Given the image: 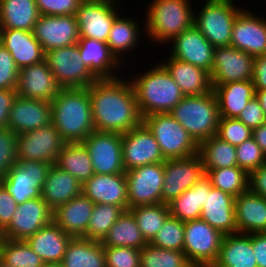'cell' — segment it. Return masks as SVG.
Listing matches in <instances>:
<instances>
[{
	"label": "cell",
	"instance_id": "obj_59",
	"mask_svg": "<svg viewBox=\"0 0 266 267\" xmlns=\"http://www.w3.org/2000/svg\"><path fill=\"white\" fill-rule=\"evenodd\" d=\"M252 247L258 267H266V232L252 233Z\"/></svg>",
	"mask_w": 266,
	"mask_h": 267
},
{
	"label": "cell",
	"instance_id": "obj_27",
	"mask_svg": "<svg viewBox=\"0 0 266 267\" xmlns=\"http://www.w3.org/2000/svg\"><path fill=\"white\" fill-rule=\"evenodd\" d=\"M77 46L82 62L98 80L120 77L116 75L118 73L115 71L122 69L123 63L111 52L107 43L90 38H80Z\"/></svg>",
	"mask_w": 266,
	"mask_h": 267
},
{
	"label": "cell",
	"instance_id": "obj_61",
	"mask_svg": "<svg viewBox=\"0 0 266 267\" xmlns=\"http://www.w3.org/2000/svg\"><path fill=\"white\" fill-rule=\"evenodd\" d=\"M255 97L259 100L260 106L266 117V90L255 91Z\"/></svg>",
	"mask_w": 266,
	"mask_h": 267
},
{
	"label": "cell",
	"instance_id": "obj_64",
	"mask_svg": "<svg viewBox=\"0 0 266 267\" xmlns=\"http://www.w3.org/2000/svg\"><path fill=\"white\" fill-rule=\"evenodd\" d=\"M2 239H3V236H2V232L0 231V244H1Z\"/></svg>",
	"mask_w": 266,
	"mask_h": 267
},
{
	"label": "cell",
	"instance_id": "obj_32",
	"mask_svg": "<svg viewBox=\"0 0 266 267\" xmlns=\"http://www.w3.org/2000/svg\"><path fill=\"white\" fill-rule=\"evenodd\" d=\"M82 193V184L69 172L53 164L44 181L41 197L47 206L54 211Z\"/></svg>",
	"mask_w": 266,
	"mask_h": 267
},
{
	"label": "cell",
	"instance_id": "obj_46",
	"mask_svg": "<svg viewBox=\"0 0 266 267\" xmlns=\"http://www.w3.org/2000/svg\"><path fill=\"white\" fill-rule=\"evenodd\" d=\"M140 267H193L183 251L163 249L147 243L140 249Z\"/></svg>",
	"mask_w": 266,
	"mask_h": 267
},
{
	"label": "cell",
	"instance_id": "obj_28",
	"mask_svg": "<svg viewBox=\"0 0 266 267\" xmlns=\"http://www.w3.org/2000/svg\"><path fill=\"white\" fill-rule=\"evenodd\" d=\"M95 204L83 193L58 206L52 220L72 237H82L89 224Z\"/></svg>",
	"mask_w": 266,
	"mask_h": 267
},
{
	"label": "cell",
	"instance_id": "obj_17",
	"mask_svg": "<svg viewBox=\"0 0 266 267\" xmlns=\"http://www.w3.org/2000/svg\"><path fill=\"white\" fill-rule=\"evenodd\" d=\"M122 158L125 171L166 161L154 135L143 123L122 134Z\"/></svg>",
	"mask_w": 266,
	"mask_h": 267
},
{
	"label": "cell",
	"instance_id": "obj_8",
	"mask_svg": "<svg viewBox=\"0 0 266 267\" xmlns=\"http://www.w3.org/2000/svg\"><path fill=\"white\" fill-rule=\"evenodd\" d=\"M224 235L201 219L184 222L183 252L193 267H212Z\"/></svg>",
	"mask_w": 266,
	"mask_h": 267
},
{
	"label": "cell",
	"instance_id": "obj_35",
	"mask_svg": "<svg viewBox=\"0 0 266 267\" xmlns=\"http://www.w3.org/2000/svg\"><path fill=\"white\" fill-rule=\"evenodd\" d=\"M211 187L210 179L206 174L203 175L192 187L168 203L170 215L183 222L200 219L206 192H209Z\"/></svg>",
	"mask_w": 266,
	"mask_h": 267
},
{
	"label": "cell",
	"instance_id": "obj_24",
	"mask_svg": "<svg viewBox=\"0 0 266 267\" xmlns=\"http://www.w3.org/2000/svg\"><path fill=\"white\" fill-rule=\"evenodd\" d=\"M82 193L94 204H112L128 210L125 173L97 174L82 185Z\"/></svg>",
	"mask_w": 266,
	"mask_h": 267
},
{
	"label": "cell",
	"instance_id": "obj_3",
	"mask_svg": "<svg viewBox=\"0 0 266 267\" xmlns=\"http://www.w3.org/2000/svg\"><path fill=\"white\" fill-rule=\"evenodd\" d=\"M151 69V70H150ZM128 79L132 83L141 117L169 113L183 98L178 85L160 63Z\"/></svg>",
	"mask_w": 266,
	"mask_h": 267
},
{
	"label": "cell",
	"instance_id": "obj_29",
	"mask_svg": "<svg viewBox=\"0 0 266 267\" xmlns=\"http://www.w3.org/2000/svg\"><path fill=\"white\" fill-rule=\"evenodd\" d=\"M167 58L161 64L185 96L203 95L213 91L209 72L188 62L179 61L170 54Z\"/></svg>",
	"mask_w": 266,
	"mask_h": 267
},
{
	"label": "cell",
	"instance_id": "obj_51",
	"mask_svg": "<svg viewBox=\"0 0 266 267\" xmlns=\"http://www.w3.org/2000/svg\"><path fill=\"white\" fill-rule=\"evenodd\" d=\"M105 267H140V250L130 247H104Z\"/></svg>",
	"mask_w": 266,
	"mask_h": 267
},
{
	"label": "cell",
	"instance_id": "obj_54",
	"mask_svg": "<svg viewBox=\"0 0 266 267\" xmlns=\"http://www.w3.org/2000/svg\"><path fill=\"white\" fill-rule=\"evenodd\" d=\"M251 130L256 129L266 122L265 114L260 106L259 100L254 96L237 118Z\"/></svg>",
	"mask_w": 266,
	"mask_h": 267
},
{
	"label": "cell",
	"instance_id": "obj_33",
	"mask_svg": "<svg viewBox=\"0 0 266 267\" xmlns=\"http://www.w3.org/2000/svg\"><path fill=\"white\" fill-rule=\"evenodd\" d=\"M212 267H258L252 247V233L224 235Z\"/></svg>",
	"mask_w": 266,
	"mask_h": 267
},
{
	"label": "cell",
	"instance_id": "obj_43",
	"mask_svg": "<svg viewBox=\"0 0 266 267\" xmlns=\"http://www.w3.org/2000/svg\"><path fill=\"white\" fill-rule=\"evenodd\" d=\"M214 188L237 197L248 190L249 174L238 166L204 170Z\"/></svg>",
	"mask_w": 266,
	"mask_h": 267
},
{
	"label": "cell",
	"instance_id": "obj_21",
	"mask_svg": "<svg viewBox=\"0 0 266 267\" xmlns=\"http://www.w3.org/2000/svg\"><path fill=\"white\" fill-rule=\"evenodd\" d=\"M230 45L253 57L266 54V19L243 9L234 21Z\"/></svg>",
	"mask_w": 266,
	"mask_h": 267
},
{
	"label": "cell",
	"instance_id": "obj_11",
	"mask_svg": "<svg viewBox=\"0 0 266 267\" xmlns=\"http://www.w3.org/2000/svg\"><path fill=\"white\" fill-rule=\"evenodd\" d=\"M128 210L142 205L162 203L164 162L148 164L125 171Z\"/></svg>",
	"mask_w": 266,
	"mask_h": 267
},
{
	"label": "cell",
	"instance_id": "obj_62",
	"mask_svg": "<svg viewBox=\"0 0 266 267\" xmlns=\"http://www.w3.org/2000/svg\"><path fill=\"white\" fill-rule=\"evenodd\" d=\"M41 267H63L62 263H44Z\"/></svg>",
	"mask_w": 266,
	"mask_h": 267
},
{
	"label": "cell",
	"instance_id": "obj_1",
	"mask_svg": "<svg viewBox=\"0 0 266 267\" xmlns=\"http://www.w3.org/2000/svg\"><path fill=\"white\" fill-rule=\"evenodd\" d=\"M88 91L95 131L124 134L142 123L130 80H97Z\"/></svg>",
	"mask_w": 266,
	"mask_h": 267
},
{
	"label": "cell",
	"instance_id": "obj_44",
	"mask_svg": "<svg viewBox=\"0 0 266 267\" xmlns=\"http://www.w3.org/2000/svg\"><path fill=\"white\" fill-rule=\"evenodd\" d=\"M125 210L112 204H95L83 238L101 242Z\"/></svg>",
	"mask_w": 266,
	"mask_h": 267
},
{
	"label": "cell",
	"instance_id": "obj_47",
	"mask_svg": "<svg viewBox=\"0 0 266 267\" xmlns=\"http://www.w3.org/2000/svg\"><path fill=\"white\" fill-rule=\"evenodd\" d=\"M150 244L174 251H183L184 222L169 215Z\"/></svg>",
	"mask_w": 266,
	"mask_h": 267
},
{
	"label": "cell",
	"instance_id": "obj_4",
	"mask_svg": "<svg viewBox=\"0 0 266 267\" xmlns=\"http://www.w3.org/2000/svg\"><path fill=\"white\" fill-rule=\"evenodd\" d=\"M147 7L141 27L147 38L165 45L194 24V7L190 0H152ZM194 11V12H193Z\"/></svg>",
	"mask_w": 266,
	"mask_h": 267
},
{
	"label": "cell",
	"instance_id": "obj_31",
	"mask_svg": "<svg viewBox=\"0 0 266 267\" xmlns=\"http://www.w3.org/2000/svg\"><path fill=\"white\" fill-rule=\"evenodd\" d=\"M72 236L65 233L53 220L26 239L31 249L44 263H59L64 259Z\"/></svg>",
	"mask_w": 266,
	"mask_h": 267
},
{
	"label": "cell",
	"instance_id": "obj_19",
	"mask_svg": "<svg viewBox=\"0 0 266 267\" xmlns=\"http://www.w3.org/2000/svg\"><path fill=\"white\" fill-rule=\"evenodd\" d=\"M44 52L77 44L79 27L75 15H40L33 29Z\"/></svg>",
	"mask_w": 266,
	"mask_h": 267
},
{
	"label": "cell",
	"instance_id": "obj_63",
	"mask_svg": "<svg viewBox=\"0 0 266 267\" xmlns=\"http://www.w3.org/2000/svg\"><path fill=\"white\" fill-rule=\"evenodd\" d=\"M0 267H14L13 265H10L6 262H4L1 258H0Z\"/></svg>",
	"mask_w": 266,
	"mask_h": 267
},
{
	"label": "cell",
	"instance_id": "obj_18",
	"mask_svg": "<svg viewBox=\"0 0 266 267\" xmlns=\"http://www.w3.org/2000/svg\"><path fill=\"white\" fill-rule=\"evenodd\" d=\"M52 213L42 197L27 200L17 205L2 236L6 239L26 240L52 221Z\"/></svg>",
	"mask_w": 266,
	"mask_h": 267
},
{
	"label": "cell",
	"instance_id": "obj_26",
	"mask_svg": "<svg viewBox=\"0 0 266 267\" xmlns=\"http://www.w3.org/2000/svg\"><path fill=\"white\" fill-rule=\"evenodd\" d=\"M235 197L221 189L211 187L206 192L205 205L200 219L206 221L223 235L236 234Z\"/></svg>",
	"mask_w": 266,
	"mask_h": 267
},
{
	"label": "cell",
	"instance_id": "obj_52",
	"mask_svg": "<svg viewBox=\"0 0 266 267\" xmlns=\"http://www.w3.org/2000/svg\"><path fill=\"white\" fill-rule=\"evenodd\" d=\"M82 0H35L40 15H76Z\"/></svg>",
	"mask_w": 266,
	"mask_h": 267
},
{
	"label": "cell",
	"instance_id": "obj_13",
	"mask_svg": "<svg viewBox=\"0 0 266 267\" xmlns=\"http://www.w3.org/2000/svg\"><path fill=\"white\" fill-rule=\"evenodd\" d=\"M65 142L50 123L47 126L18 135L17 160L42 161L55 164Z\"/></svg>",
	"mask_w": 266,
	"mask_h": 267
},
{
	"label": "cell",
	"instance_id": "obj_30",
	"mask_svg": "<svg viewBox=\"0 0 266 267\" xmlns=\"http://www.w3.org/2000/svg\"><path fill=\"white\" fill-rule=\"evenodd\" d=\"M237 233L266 232V199L249 189L235 198Z\"/></svg>",
	"mask_w": 266,
	"mask_h": 267
},
{
	"label": "cell",
	"instance_id": "obj_41",
	"mask_svg": "<svg viewBox=\"0 0 266 267\" xmlns=\"http://www.w3.org/2000/svg\"><path fill=\"white\" fill-rule=\"evenodd\" d=\"M198 153L202 158L204 170L238 166L236 146L216 135L199 144Z\"/></svg>",
	"mask_w": 266,
	"mask_h": 267
},
{
	"label": "cell",
	"instance_id": "obj_14",
	"mask_svg": "<svg viewBox=\"0 0 266 267\" xmlns=\"http://www.w3.org/2000/svg\"><path fill=\"white\" fill-rule=\"evenodd\" d=\"M82 143L90 154L94 173H125L122 158V134L94 131Z\"/></svg>",
	"mask_w": 266,
	"mask_h": 267
},
{
	"label": "cell",
	"instance_id": "obj_58",
	"mask_svg": "<svg viewBox=\"0 0 266 267\" xmlns=\"http://www.w3.org/2000/svg\"><path fill=\"white\" fill-rule=\"evenodd\" d=\"M252 82L255 91L266 90V54L254 57Z\"/></svg>",
	"mask_w": 266,
	"mask_h": 267
},
{
	"label": "cell",
	"instance_id": "obj_56",
	"mask_svg": "<svg viewBox=\"0 0 266 267\" xmlns=\"http://www.w3.org/2000/svg\"><path fill=\"white\" fill-rule=\"evenodd\" d=\"M248 189L266 199V163L249 173Z\"/></svg>",
	"mask_w": 266,
	"mask_h": 267
},
{
	"label": "cell",
	"instance_id": "obj_15",
	"mask_svg": "<svg viewBox=\"0 0 266 267\" xmlns=\"http://www.w3.org/2000/svg\"><path fill=\"white\" fill-rule=\"evenodd\" d=\"M203 175H205V171L199 153L185 158L166 160L164 162L162 203H170L198 182Z\"/></svg>",
	"mask_w": 266,
	"mask_h": 267
},
{
	"label": "cell",
	"instance_id": "obj_48",
	"mask_svg": "<svg viewBox=\"0 0 266 267\" xmlns=\"http://www.w3.org/2000/svg\"><path fill=\"white\" fill-rule=\"evenodd\" d=\"M18 135L10 128L0 129V181L18 163Z\"/></svg>",
	"mask_w": 266,
	"mask_h": 267
},
{
	"label": "cell",
	"instance_id": "obj_10",
	"mask_svg": "<svg viewBox=\"0 0 266 267\" xmlns=\"http://www.w3.org/2000/svg\"><path fill=\"white\" fill-rule=\"evenodd\" d=\"M51 166L52 164L42 161H18L0 183L19 205L41 197L44 181Z\"/></svg>",
	"mask_w": 266,
	"mask_h": 267
},
{
	"label": "cell",
	"instance_id": "obj_39",
	"mask_svg": "<svg viewBox=\"0 0 266 267\" xmlns=\"http://www.w3.org/2000/svg\"><path fill=\"white\" fill-rule=\"evenodd\" d=\"M55 165L69 172L82 185L94 175L90 154L83 143H65Z\"/></svg>",
	"mask_w": 266,
	"mask_h": 267
},
{
	"label": "cell",
	"instance_id": "obj_42",
	"mask_svg": "<svg viewBox=\"0 0 266 267\" xmlns=\"http://www.w3.org/2000/svg\"><path fill=\"white\" fill-rule=\"evenodd\" d=\"M129 211L134 215L138 228L147 243L154 239L170 215L169 206L166 203L136 206L130 208Z\"/></svg>",
	"mask_w": 266,
	"mask_h": 267
},
{
	"label": "cell",
	"instance_id": "obj_20",
	"mask_svg": "<svg viewBox=\"0 0 266 267\" xmlns=\"http://www.w3.org/2000/svg\"><path fill=\"white\" fill-rule=\"evenodd\" d=\"M171 57L188 62L211 73L215 47L193 24L170 41Z\"/></svg>",
	"mask_w": 266,
	"mask_h": 267
},
{
	"label": "cell",
	"instance_id": "obj_23",
	"mask_svg": "<svg viewBox=\"0 0 266 267\" xmlns=\"http://www.w3.org/2000/svg\"><path fill=\"white\" fill-rule=\"evenodd\" d=\"M52 121L51 104L17 96L8 116V128L17 135L47 126Z\"/></svg>",
	"mask_w": 266,
	"mask_h": 267
},
{
	"label": "cell",
	"instance_id": "obj_36",
	"mask_svg": "<svg viewBox=\"0 0 266 267\" xmlns=\"http://www.w3.org/2000/svg\"><path fill=\"white\" fill-rule=\"evenodd\" d=\"M39 16L35 0H0V29L33 31Z\"/></svg>",
	"mask_w": 266,
	"mask_h": 267
},
{
	"label": "cell",
	"instance_id": "obj_7",
	"mask_svg": "<svg viewBox=\"0 0 266 267\" xmlns=\"http://www.w3.org/2000/svg\"><path fill=\"white\" fill-rule=\"evenodd\" d=\"M154 135L165 160L185 158L198 153L199 145L169 113H154L142 118Z\"/></svg>",
	"mask_w": 266,
	"mask_h": 267
},
{
	"label": "cell",
	"instance_id": "obj_57",
	"mask_svg": "<svg viewBox=\"0 0 266 267\" xmlns=\"http://www.w3.org/2000/svg\"><path fill=\"white\" fill-rule=\"evenodd\" d=\"M16 89H0V129L8 127V116L17 98Z\"/></svg>",
	"mask_w": 266,
	"mask_h": 267
},
{
	"label": "cell",
	"instance_id": "obj_60",
	"mask_svg": "<svg viewBox=\"0 0 266 267\" xmlns=\"http://www.w3.org/2000/svg\"><path fill=\"white\" fill-rule=\"evenodd\" d=\"M252 137L266 155V122L252 130Z\"/></svg>",
	"mask_w": 266,
	"mask_h": 267
},
{
	"label": "cell",
	"instance_id": "obj_40",
	"mask_svg": "<svg viewBox=\"0 0 266 267\" xmlns=\"http://www.w3.org/2000/svg\"><path fill=\"white\" fill-rule=\"evenodd\" d=\"M103 247H130L141 249L147 244L138 228L134 215L124 211L101 241Z\"/></svg>",
	"mask_w": 266,
	"mask_h": 267
},
{
	"label": "cell",
	"instance_id": "obj_6",
	"mask_svg": "<svg viewBox=\"0 0 266 267\" xmlns=\"http://www.w3.org/2000/svg\"><path fill=\"white\" fill-rule=\"evenodd\" d=\"M233 0H205L194 13V25L214 46H229L232 27L237 15L244 9Z\"/></svg>",
	"mask_w": 266,
	"mask_h": 267
},
{
	"label": "cell",
	"instance_id": "obj_9",
	"mask_svg": "<svg viewBox=\"0 0 266 267\" xmlns=\"http://www.w3.org/2000/svg\"><path fill=\"white\" fill-rule=\"evenodd\" d=\"M45 61L63 89L88 88L98 80L82 62L77 44L45 52Z\"/></svg>",
	"mask_w": 266,
	"mask_h": 267
},
{
	"label": "cell",
	"instance_id": "obj_25",
	"mask_svg": "<svg viewBox=\"0 0 266 267\" xmlns=\"http://www.w3.org/2000/svg\"><path fill=\"white\" fill-rule=\"evenodd\" d=\"M0 44L10 52L19 70L45 60L43 47L33 31L0 29Z\"/></svg>",
	"mask_w": 266,
	"mask_h": 267
},
{
	"label": "cell",
	"instance_id": "obj_55",
	"mask_svg": "<svg viewBox=\"0 0 266 267\" xmlns=\"http://www.w3.org/2000/svg\"><path fill=\"white\" fill-rule=\"evenodd\" d=\"M17 203L11 194L0 183V231L2 232L11 222L17 209Z\"/></svg>",
	"mask_w": 266,
	"mask_h": 267
},
{
	"label": "cell",
	"instance_id": "obj_38",
	"mask_svg": "<svg viewBox=\"0 0 266 267\" xmlns=\"http://www.w3.org/2000/svg\"><path fill=\"white\" fill-rule=\"evenodd\" d=\"M135 18H126L119 15L113 22L108 35L107 45L116 58L124 64L122 56L136 49L141 42L140 34L143 32L140 29V24ZM141 31V32H140ZM139 37V38H138Z\"/></svg>",
	"mask_w": 266,
	"mask_h": 267
},
{
	"label": "cell",
	"instance_id": "obj_50",
	"mask_svg": "<svg viewBox=\"0 0 266 267\" xmlns=\"http://www.w3.org/2000/svg\"><path fill=\"white\" fill-rule=\"evenodd\" d=\"M216 136L237 146L252 137V130L237 118H220Z\"/></svg>",
	"mask_w": 266,
	"mask_h": 267
},
{
	"label": "cell",
	"instance_id": "obj_45",
	"mask_svg": "<svg viewBox=\"0 0 266 267\" xmlns=\"http://www.w3.org/2000/svg\"><path fill=\"white\" fill-rule=\"evenodd\" d=\"M0 258L14 267H41L44 264L26 240L3 238L0 244Z\"/></svg>",
	"mask_w": 266,
	"mask_h": 267
},
{
	"label": "cell",
	"instance_id": "obj_2",
	"mask_svg": "<svg viewBox=\"0 0 266 267\" xmlns=\"http://www.w3.org/2000/svg\"><path fill=\"white\" fill-rule=\"evenodd\" d=\"M50 104L51 123L65 143H82L95 131L88 88L62 89Z\"/></svg>",
	"mask_w": 266,
	"mask_h": 267
},
{
	"label": "cell",
	"instance_id": "obj_5",
	"mask_svg": "<svg viewBox=\"0 0 266 267\" xmlns=\"http://www.w3.org/2000/svg\"><path fill=\"white\" fill-rule=\"evenodd\" d=\"M169 114L198 145L217 134L220 116L214 91L203 95L184 96Z\"/></svg>",
	"mask_w": 266,
	"mask_h": 267
},
{
	"label": "cell",
	"instance_id": "obj_16",
	"mask_svg": "<svg viewBox=\"0 0 266 267\" xmlns=\"http://www.w3.org/2000/svg\"><path fill=\"white\" fill-rule=\"evenodd\" d=\"M253 61V56L231 45L215 47L210 73L212 86L252 80Z\"/></svg>",
	"mask_w": 266,
	"mask_h": 267
},
{
	"label": "cell",
	"instance_id": "obj_49",
	"mask_svg": "<svg viewBox=\"0 0 266 267\" xmlns=\"http://www.w3.org/2000/svg\"><path fill=\"white\" fill-rule=\"evenodd\" d=\"M237 165L248 174L266 163V155L253 137L236 146Z\"/></svg>",
	"mask_w": 266,
	"mask_h": 267
},
{
	"label": "cell",
	"instance_id": "obj_22",
	"mask_svg": "<svg viewBox=\"0 0 266 267\" xmlns=\"http://www.w3.org/2000/svg\"><path fill=\"white\" fill-rule=\"evenodd\" d=\"M62 89L45 60L19 70L16 88L19 97L50 103Z\"/></svg>",
	"mask_w": 266,
	"mask_h": 267
},
{
	"label": "cell",
	"instance_id": "obj_34",
	"mask_svg": "<svg viewBox=\"0 0 266 267\" xmlns=\"http://www.w3.org/2000/svg\"><path fill=\"white\" fill-rule=\"evenodd\" d=\"M213 91L217 98L220 118H238L255 96L252 80L213 86Z\"/></svg>",
	"mask_w": 266,
	"mask_h": 267
},
{
	"label": "cell",
	"instance_id": "obj_53",
	"mask_svg": "<svg viewBox=\"0 0 266 267\" xmlns=\"http://www.w3.org/2000/svg\"><path fill=\"white\" fill-rule=\"evenodd\" d=\"M19 69L10 52L0 44V89H16Z\"/></svg>",
	"mask_w": 266,
	"mask_h": 267
},
{
	"label": "cell",
	"instance_id": "obj_37",
	"mask_svg": "<svg viewBox=\"0 0 266 267\" xmlns=\"http://www.w3.org/2000/svg\"><path fill=\"white\" fill-rule=\"evenodd\" d=\"M61 263L63 267H105L104 247L99 241L72 237Z\"/></svg>",
	"mask_w": 266,
	"mask_h": 267
},
{
	"label": "cell",
	"instance_id": "obj_12",
	"mask_svg": "<svg viewBox=\"0 0 266 267\" xmlns=\"http://www.w3.org/2000/svg\"><path fill=\"white\" fill-rule=\"evenodd\" d=\"M118 0L83 1L76 11L80 38L106 43L114 20L120 15Z\"/></svg>",
	"mask_w": 266,
	"mask_h": 267
}]
</instances>
